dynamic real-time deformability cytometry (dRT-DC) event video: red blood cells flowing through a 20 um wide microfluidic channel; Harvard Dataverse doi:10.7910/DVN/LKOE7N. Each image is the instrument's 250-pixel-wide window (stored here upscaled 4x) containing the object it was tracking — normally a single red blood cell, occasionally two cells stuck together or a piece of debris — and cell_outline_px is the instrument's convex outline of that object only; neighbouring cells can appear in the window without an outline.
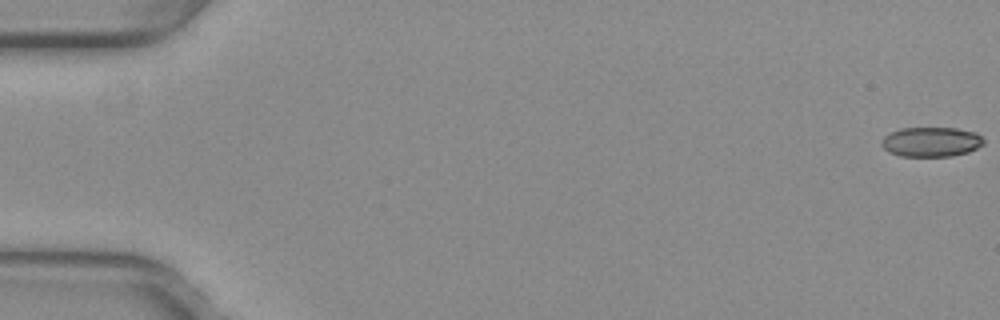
{"species": "common noctule bat (a hibernating species)", "species_latin": "Nyctalus noctula", "temperature_condition": "warm", "stored_images_in_passage": 53, "camera_frame_rate_fps": 3000, "um_per_image_px": 0.085, "animal": {"sex": "female", "body_mass_g": 29.2, "forearm_length_mm": 56.3}, "frame": {"image": 1, "passage_image": 1, "time_ms": 0.0, "image_size_px": [1000, 320], "cell_outline_px": [[984, 144], [968, 152], [952, 156], [900, 156], [888, 152], [880, 144], [880, 140], [884, 136], [900, 128], [956, 128], [976, 132], [984, 140]], "centroid_in_image_um": [79.13, 12.06], "position_along_channel_um": 5.9, "area_um2": 17.74}}
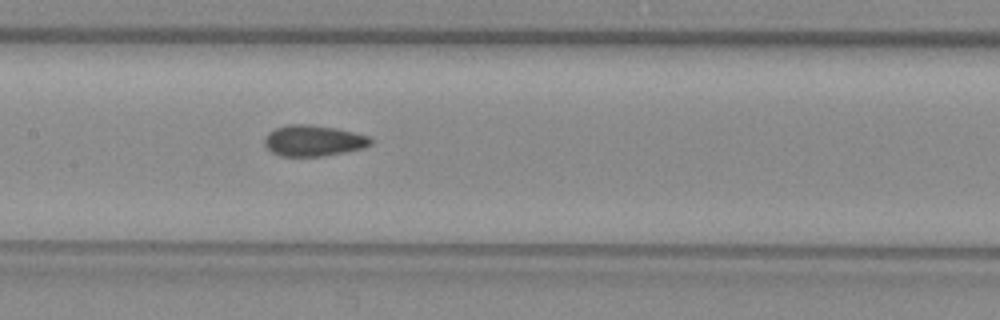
{"frame": {"image": 2, "passage_image": 27, "time_ms": 8.667, "image_size_px": [1000, 320], "cell_outline_px": [[372, 144], [364, 148], [344, 152], [320, 156], [280, 156], [272, 152], [264, 144], [264, 136], [268, 132], [276, 128], [288, 124], [308, 124], [336, 128], [368, 136], [372, 140]], "centroid_in_image_um": [26.61, 11.95], "position_along_channel_um": 180.8, "area_um2": 19.13}}
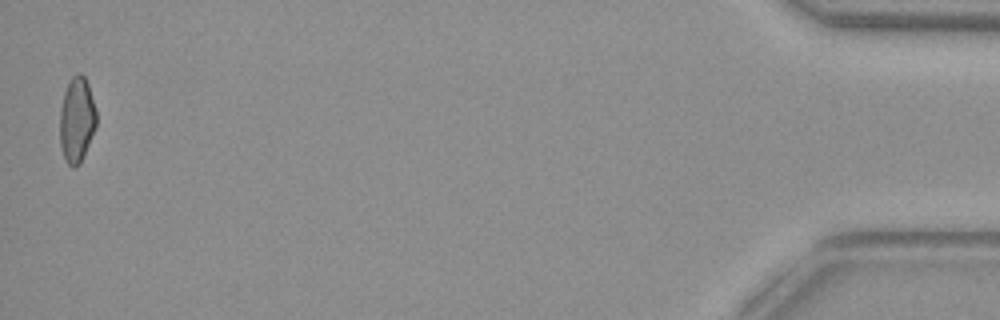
{"frame": {"image": 3, "passage_image": 53, "time_ms": 17.333, "image_size_px": [1000, 320], "cell_outline_px": [[96, 128], [80, 164], [72, 168], [68, 164], [64, 156], [60, 144], [60, 108], [64, 92], [72, 76], [76, 72], [80, 72], [84, 76], [88, 84], [96, 108]], "centroid_in_image_um": [6.53, 10.17], "position_along_channel_um": 428.7, "area_um2": 18.26}, "authors_computed_cell_mechanics": {"area_um2": 18.6694, "velocity_mm_per_s": 3.9809, "shape_relaxation_time_tau1_ms": null, "shape_relaxation_time_tau2_ms": 2.3938, "deformation_change_tau1": null, "deformation_change_tau2": 0.0682}}